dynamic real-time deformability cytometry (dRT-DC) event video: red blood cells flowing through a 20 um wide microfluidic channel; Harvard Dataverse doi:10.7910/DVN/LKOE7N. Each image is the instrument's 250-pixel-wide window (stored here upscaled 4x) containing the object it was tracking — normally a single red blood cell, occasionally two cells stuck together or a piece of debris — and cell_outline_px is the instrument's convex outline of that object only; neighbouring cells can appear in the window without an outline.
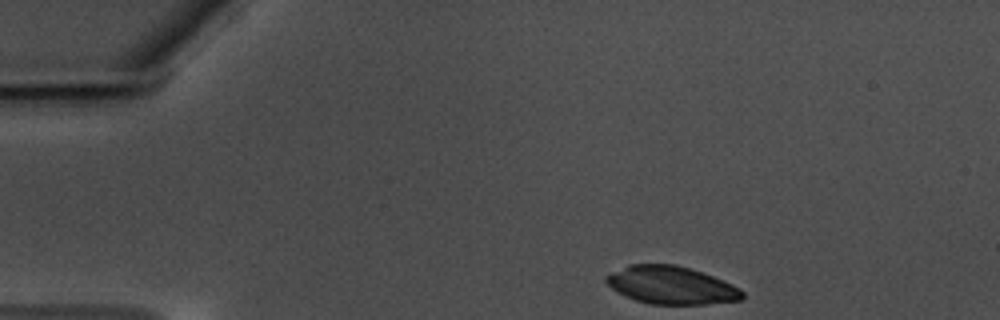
{"species": "common noctule bat (a hibernating species)", "species_latin": "Nyctalus noctula", "temperature_condition": "warm", "stored_images_in_passage": 40, "camera_frame_rate_fps": 3000, "um_per_image_px": 0.085, "animal": {"sex": "male", "body_mass_g": 17.5, "forearm_length_mm": 52.3}, "frame": {"image": 1, "passage_image": 1, "time_ms": 0.0, "image_size_px": [1000, 320], "cell_outline_px": [[744, 296], [740, 300], [704, 304], [648, 304], [624, 296], [612, 288], [604, 280], [604, 276], [628, 264], [672, 264], [688, 268], [712, 276], [732, 284], [740, 288], [744, 292]], "centroid_in_image_um": [57.02, 24.24], "position_along_channel_um": 28.0, "area_um2": 29.88}}
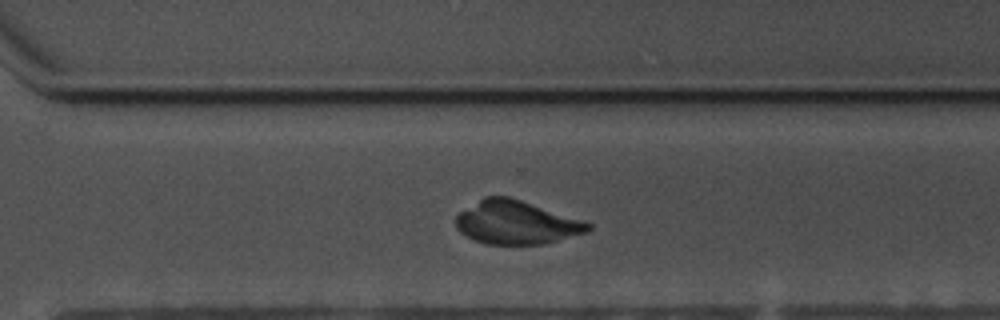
{"frame": {"image": 2, "passage_image": 33, "time_ms": 10.667, "image_size_px": [1000, 320], "cell_outline_px": [[592, 228], [588, 232], [540, 244], [484, 244], [472, 240], [460, 232], [456, 228], [456, 216], [460, 212], [484, 196], [508, 196], [592, 224]], "centroid_in_image_um": [43.82, 18.92], "position_along_channel_um": 326.8, "area_um2": 33.0}}